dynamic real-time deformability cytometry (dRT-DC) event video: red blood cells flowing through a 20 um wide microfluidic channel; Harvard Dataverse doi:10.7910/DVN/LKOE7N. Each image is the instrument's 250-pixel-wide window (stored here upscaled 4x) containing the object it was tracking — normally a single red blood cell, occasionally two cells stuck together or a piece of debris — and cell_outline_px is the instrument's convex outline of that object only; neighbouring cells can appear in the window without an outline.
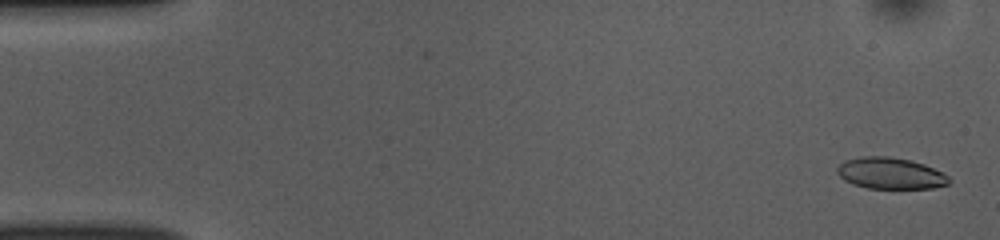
{"species": "common noctule bat (a hibernating species)", "species_latin": "Nyctalus noctula", "temperature_condition": "room temperature", "stored_images_in_passage": 51, "camera_frame_rate_fps": 3000, "um_per_image_px": 0.085, "animal": {"sex": "female", "body_mass_g": 10.0, "forearm_length_mm": 53.1}, "frame": {"image": 1, "passage_image": 1, "time_ms": 0.0, "image_size_px": [1000, 240], "cell_outline_px": [[952, 180], [948, 184], [932, 188], [868, 188], [852, 184], [844, 180], [836, 172], [836, 168], [844, 160], [860, 156], [888, 156], [908, 160], [924, 164], [944, 172]], "centroid_in_image_um": [75.68, 14.73], "position_along_channel_um": 9.3, "area_um2": 20.58}}
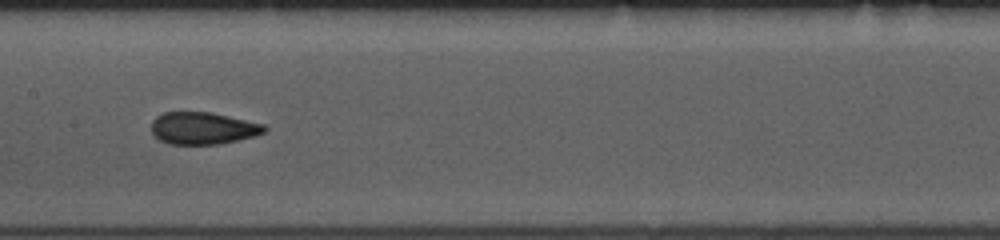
{"frame": {"image": 2, "passage_image": 25, "time_ms": 8.0, "image_size_px": [1000, 240], "cell_outline_px": [[268, 128], [264, 132], [256, 136], [220, 144], [168, 144], [160, 140], [152, 132], [152, 120], [156, 116], [164, 112], [208, 112], [264, 124]], "centroid_in_image_um": [17.25, 10.9], "position_along_channel_um": 190.2, "area_um2": 21.1}}
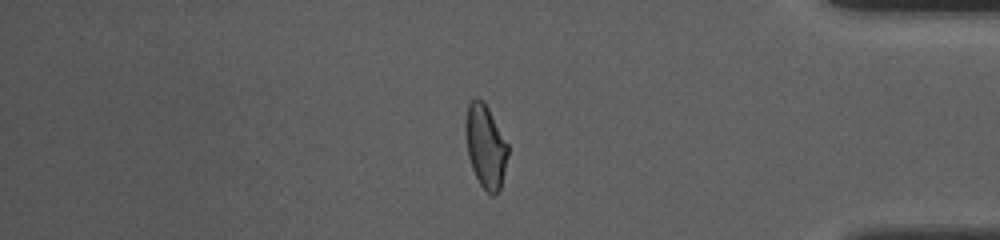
{"frame": {"image": 3, "passage_image": 43, "time_ms": 14.0, "image_size_px": [1000, 240], "cell_outline_px": [[508, 156], [500, 188], [496, 196], [492, 196], [480, 184], [472, 168], [468, 156], [464, 132], [464, 120], [468, 104], [476, 96], [484, 100], [508, 144]], "centroid_in_image_um": [41.25, 12.39], "position_along_channel_um": 394.0, "area_um2": 20.81}, "authors_computed_cell_mechanics": {"area_um2": 21.2704, "velocity_mm_per_s": 3.8541, "shape_relaxation_time_tau1_ms": 4.676, "shape_relaxation_time_tau2_ms": 1.0465, "deformation_change_tau1": 0.1423, "deformation_change_tau2": 0.0713}}